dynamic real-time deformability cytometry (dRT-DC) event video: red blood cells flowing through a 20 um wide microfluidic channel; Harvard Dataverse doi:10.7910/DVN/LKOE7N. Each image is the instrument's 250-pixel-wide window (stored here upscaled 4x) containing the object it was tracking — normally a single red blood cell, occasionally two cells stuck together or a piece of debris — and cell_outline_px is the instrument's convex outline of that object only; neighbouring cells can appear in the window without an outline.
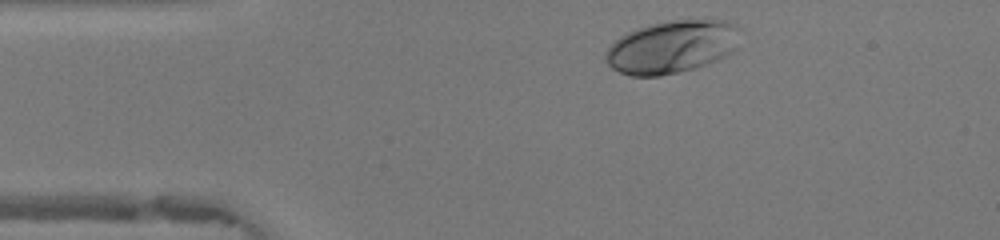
{"species": "human", "species_latin": "Homo sapiens", "temperature_condition": "warm", "stored_images_in_passage": 33, "camera_frame_rate_fps": 3000, "um_per_image_px": 0.085, "donor": {"sex": "female"}, "frame": {"image": 1, "passage_image": 2, "time_ms": 0.333, "image_size_px": [1000, 240], "cell_outline_px": [[736, 48], [728, 56], [696, 68], [660, 76], [628, 76], [612, 68], [604, 60], [604, 52], [620, 36], [636, 28], [668, 20], [724, 20], [736, 24]], "centroid_in_image_um": [57.07, 4.0], "position_along_channel_um": 27.9, "area_um2": 41.33}}
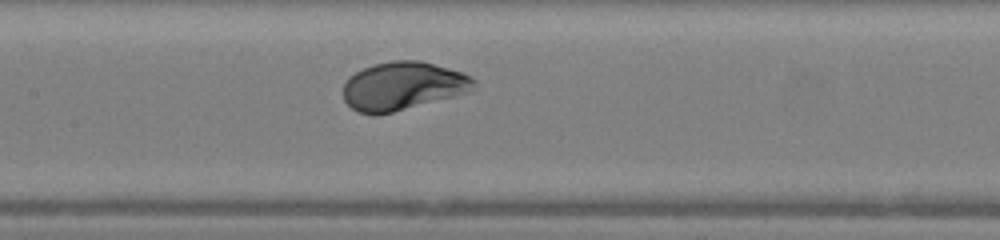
{"frame": {"image": 2, "passage_image": 16, "time_ms": 5.0, "image_size_px": [1000, 240], "cell_outline_px": [[476, 84], [472, 92], [392, 112], [372, 116], [356, 112], [344, 100], [344, 84], [348, 76], [372, 64], [392, 60], [420, 60], [448, 68], [472, 76], [476, 80]], "centroid_in_image_um": [34.25, 7.31], "position_along_channel_um": 173.1, "area_um2": 37.11}}
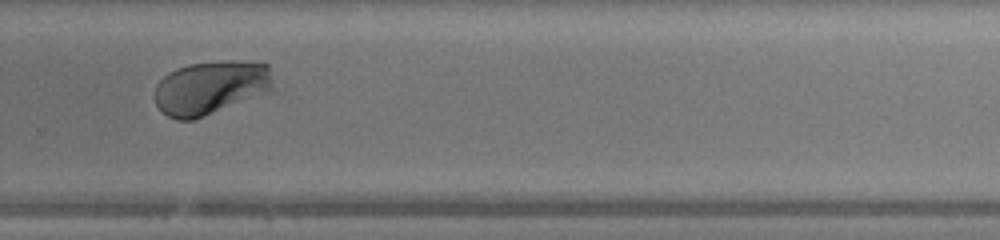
{"frame": {"image": 3, "passage_image": 26, "time_ms": 8.333, "image_size_px": [1000, 240], "cell_outline_px": [[276, 92], [196, 120], [176, 120], [168, 116], [156, 104], [152, 96], [156, 84], [168, 72], [176, 68], [188, 64], [220, 60], [232, 60], [268, 64]], "centroid_in_image_um": [17.97, 7.47], "position_along_channel_um": 311.8, "area_um2": 38.55}, "authors_computed_cell_mechanics": {"area_um2": 37.1076, "velocity_mm_per_s": 4.1767, "shape_relaxation_time_tau1_ms": 1.7592, "shape_relaxation_time_tau2_ms": null, "deformation_change_tau1": 0.1668, "deformation_change_tau2": null}}